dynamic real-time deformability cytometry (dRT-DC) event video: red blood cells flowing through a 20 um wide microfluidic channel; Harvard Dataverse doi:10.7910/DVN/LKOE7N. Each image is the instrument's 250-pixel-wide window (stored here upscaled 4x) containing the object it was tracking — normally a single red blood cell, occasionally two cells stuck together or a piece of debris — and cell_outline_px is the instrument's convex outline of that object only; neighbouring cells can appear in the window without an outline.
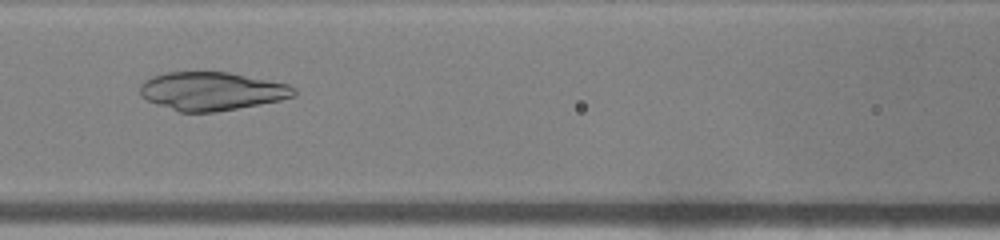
{"species": "common noctule bat (a hibernating species)", "species_latin": "Nyctalus noctula", "temperature_condition": "warm", "stored_images_in_passage": 48, "camera_frame_rate_fps": 3000, "um_per_image_px": 0.085, "animal": {"sex": "male", "body_mass_g": 19.0, "forearm_length_mm": 50.8}, "frame": {"image": 1, "passage_image": 22, "time_ms": 7.0, "image_size_px": [1000, 240], "cell_outline_px": [[296, 96], [280, 100], [216, 112], [180, 112], [156, 104], [140, 96], [140, 84], [144, 80], [152, 76], [164, 72], [228, 72], [288, 84], [296, 88]], "centroid_in_image_um": [17.98, 7.74], "position_along_channel_um": 148.6, "area_um2": 34.39}}
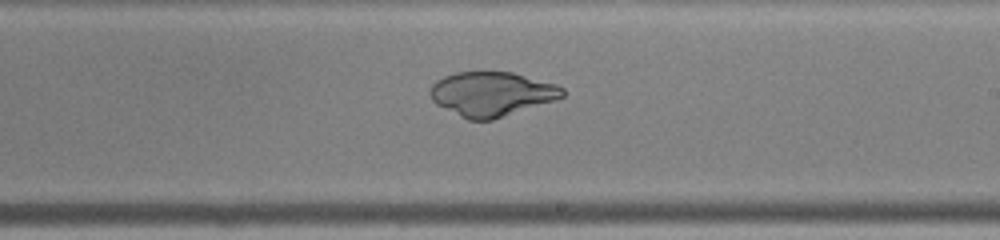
{"frame": {"image": 2, "passage_image": 29, "time_ms": 9.333, "image_size_px": [1000, 240], "cell_outline_px": [[564, 96], [556, 100], [492, 120], [468, 120], [436, 104], [432, 100], [428, 92], [432, 84], [436, 80], [444, 76], [456, 72], [512, 72], [556, 84], [564, 88]], "centroid_in_image_um": [41.78, 7.98], "position_along_channel_um": 247.2, "area_um2": 34.22}}
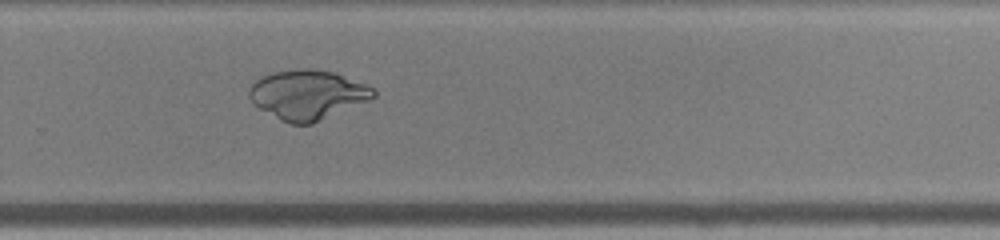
{"frame": {"image": 3, "passage_image": 33, "time_ms": 10.667, "image_size_px": [1000, 240], "cell_outline_px": [[376, 96], [368, 100], [312, 124], [288, 124], [280, 120], [252, 104], [248, 96], [248, 92], [252, 84], [256, 80], [264, 76], [276, 72], [304, 68], [308, 68], [332, 72], [364, 84], [372, 88], [376, 92]], "centroid_in_image_um": [26.1, 8.07], "position_along_channel_um": 303.7, "area_um2": 35.37}}